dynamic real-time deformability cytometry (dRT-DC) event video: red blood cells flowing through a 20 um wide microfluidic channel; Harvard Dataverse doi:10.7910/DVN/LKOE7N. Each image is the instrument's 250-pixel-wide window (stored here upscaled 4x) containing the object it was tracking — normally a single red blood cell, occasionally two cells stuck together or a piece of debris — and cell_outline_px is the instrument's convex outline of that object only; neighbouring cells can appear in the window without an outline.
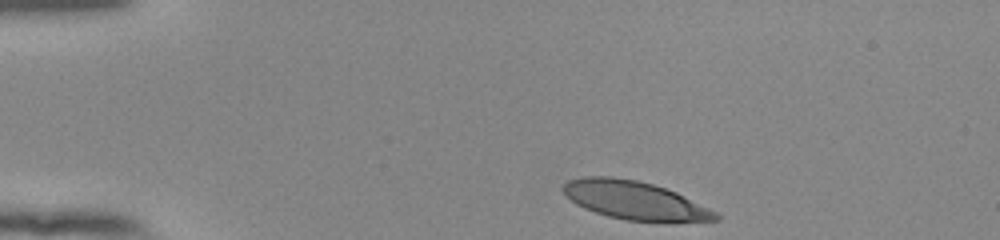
{"species": "human", "species_latin": "Homo sapiens", "temperature_condition": "room temperature", "stored_images_in_passage": 38, "camera_frame_rate_fps": 3000, "um_per_image_px": 0.085, "donor": {"sex": "female"}, "frame": {"image": 1, "passage_image": 1, "time_ms": 0.0, "image_size_px": [1000, 240], "cell_outline_px": [[720, 220], [672, 224], [668, 224], [624, 220], [608, 216], [584, 208], [576, 204], [560, 188], [568, 180], [584, 176], [612, 176], [636, 180], [652, 184], [676, 192], [716, 212], [720, 216]], "centroid_in_image_um": [54.01, 17.07], "position_along_channel_um": 31.0, "area_um2": 34.68}}
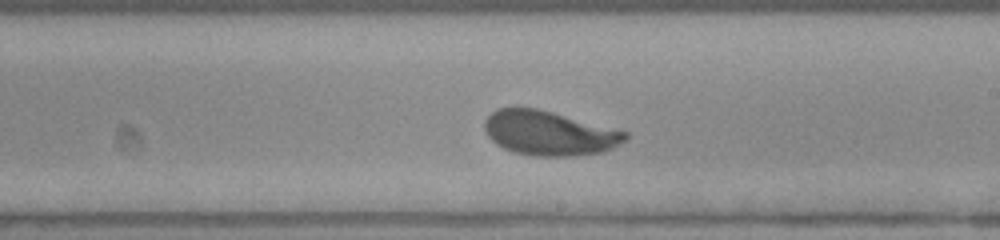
{"frame": {"image": 2, "passage_image": 23, "time_ms": 7.333, "image_size_px": [1000, 240], "cell_outline_px": [[628, 140], [612, 148], [600, 152], [572, 156], [536, 156], [516, 152], [504, 148], [496, 144], [488, 136], [484, 128], [484, 120], [496, 108], [536, 108], [552, 112], [628, 132]], "centroid_in_image_um": [46.67, 11.32], "position_along_channel_um": 242.3, "area_um2": 36.18}}
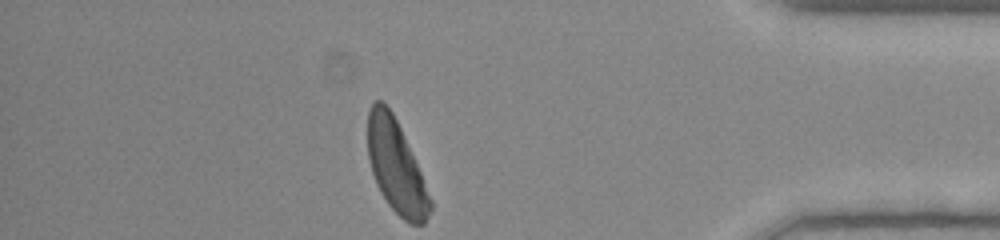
{"frame": {"image": 3, "passage_image": 38, "time_ms": 12.333, "image_size_px": [1000, 240], "cell_outline_px": [[432, 208], [424, 224], [408, 224], [388, 204], [380, 192], [376, 184], [372, 172], [368, 156], [368, 112], [372, 104], [376, 100], [380, 100], [392, 112], [400, 128], [420, 172], [432, 200]], "centroid_in_image_um": [33.66, 14.2], "position_along_channel_um": 401.5, "area_um2": 33.18}, "authors_computed_cell_mechanics": {"area_um2": 36.1539, "velocity_mm_per_s": 3.8346, "shape_relaxation_time_tau1_ms": 2.8232, "shape_relaxation_time_tau2_ms": 0.7533, "deformation_change_tau1": 0.1523, "deformation_change_tau2": 0.0718}}